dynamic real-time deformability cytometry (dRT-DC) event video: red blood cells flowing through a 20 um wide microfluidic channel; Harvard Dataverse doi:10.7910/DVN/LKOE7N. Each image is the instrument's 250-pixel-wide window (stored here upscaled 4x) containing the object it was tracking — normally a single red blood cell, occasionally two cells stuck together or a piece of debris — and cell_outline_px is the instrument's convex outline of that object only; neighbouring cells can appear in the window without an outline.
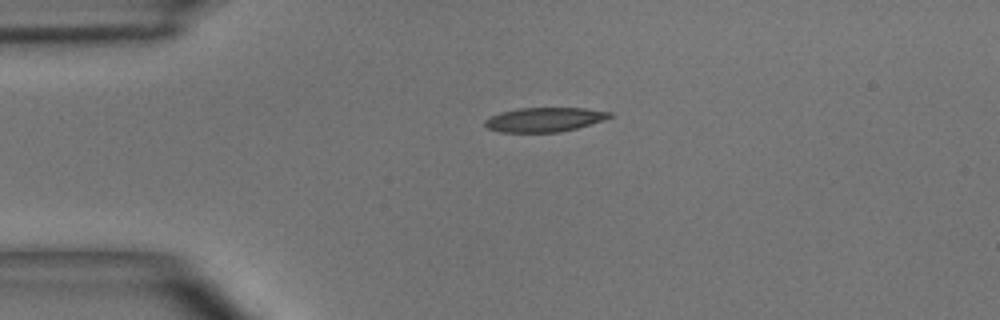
{"species": "common noctule bat (a hibernating species)", "species_latin": "Nyctalus noctula", "temperature_condition": "room temperature", "stored_images_in_passage": 33, "camera_frame_rate_fps": 3000, "um_per_image_px": 0.085, "animal": {"sex": "male", "body_mass_g": 15.6}, "frame": {"image": 1, "passage_image": 1, "time_ms": 0.0, "image_size_px": [1000, 320], "cell_outline_px": [[612, 116], [604, 120], [576, 128], [560, 132], [500, 132], [488, 128], [484, 124], [484, 120], [500, 112], [520, 108], [584, 108], [612, 112]], "centroid_in_image_um": [46.28, 10.16], "position_along_channel_um": 38.7, "area_um2": 17.57}}
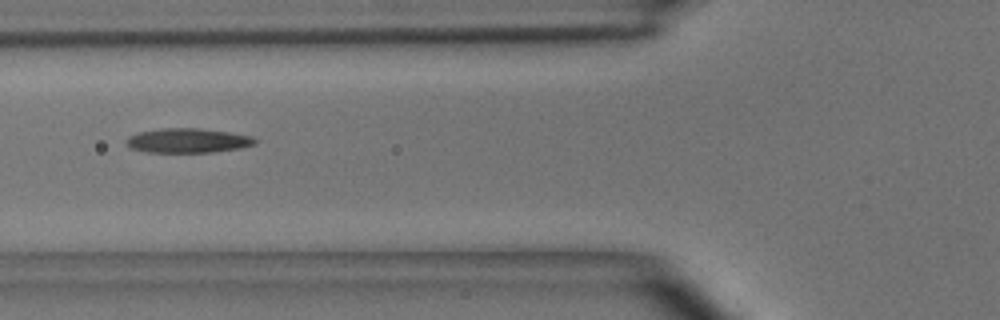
{"frame": {"image": 2, "passage_image": 9, "time_ms": 2.667, "image_size_px": [1000, 320], "cell_outline_px": [[260, 140], [256, 144], [240, 148], [212, 152], [148, 152], [132, 148], [124, 144], [124, 140], [128, 136], [140, 132], [160, 128], [200, 128], [232, 132], [252, 136]], "centroid_in_image_um": [15.99, 11.94], "position_along_channel_um": 109.8, "area_um2": 18.61}}
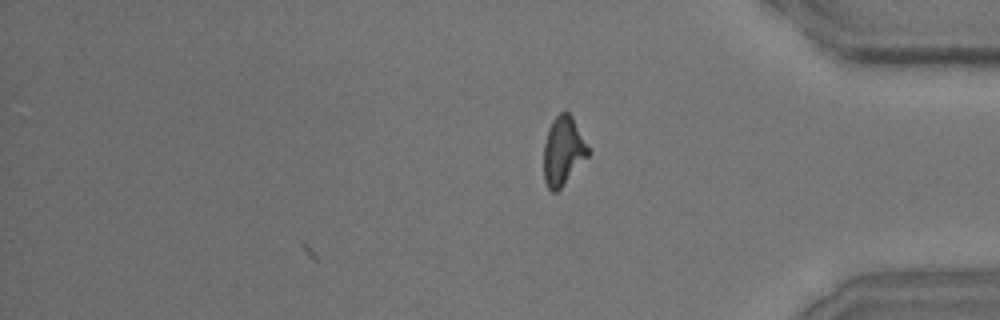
{"frame": {"image": 3, "passage_image": 33, "time_ms": 10.667, "image_size_px": [1000, 320], "cell_outline_px": [[592, 152], [560, 188], [556, 192], [552, 192], [548, 188], [544, 180], [544, 144], [548, 128], [552, 120], [560, 112], [568, 112], [572, 116]], "centroid_in_image_um": [47.88, 12.82], "position_along_channel_um": 387.3, "area_um2": 17.8}, "authors_computed_cell_mechanics": {"area_um2": 17.9758, "velocity_mm_per_s": 3.6895, "shape_relaxation_time_tau1_ms": 7.9731, "shape_relaxation_time_tau2_ms": 4.2908, "deformation_change_tau1": 0.2236, "deformation_change_tau2": 0.1437}}